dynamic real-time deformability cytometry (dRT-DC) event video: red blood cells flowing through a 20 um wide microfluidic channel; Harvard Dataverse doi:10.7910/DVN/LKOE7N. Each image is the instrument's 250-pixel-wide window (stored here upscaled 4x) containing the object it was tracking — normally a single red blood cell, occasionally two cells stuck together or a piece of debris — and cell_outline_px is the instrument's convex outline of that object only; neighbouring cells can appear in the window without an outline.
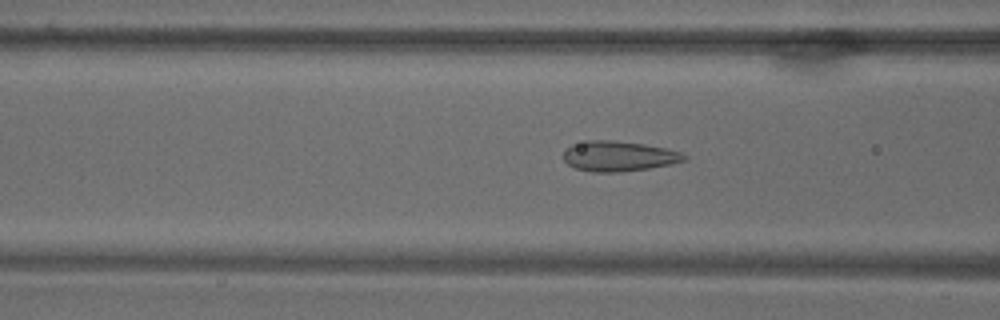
{"species": "common noctule bat (a hibernating species)", "species_latin": "Nyctalus noctula", "temperature_condition": "warm", "stored_images_in_passage": 69, "camera_frame_rate_fps": 3000, "um_per_image_px": 0.085, "animal": {"sex": "male", "body_mass_g": 18.8}, "frame": {"image": 1, "passage_image": 28, "time_ms": 9.0, "image_size_px": [1000, 320], "cell_outline_px": [[688, 160], [672, 164], [648, 168], [620, 172], [592, 172], [576, 168], [568, 164], [564, 160], [564, 152], [572, 144], [588, 140], [612, 140], [644, 144], [668, 148], [680, 152], [688, 156]], "centroid_in_image_um": [52.63, 13.27], "position_along_channel_um": 114.0, "area_um2": 21.33}}
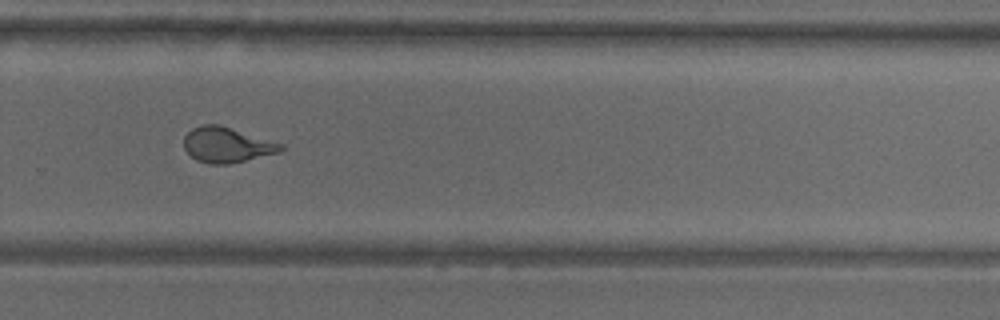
{"frame": {"image": 2, "passage_image": 48, "time_ms": 15.667, "image_size_px": [1000, 320], "cell_outline_px": [[284, 148], [280, 152], [228, 164], [208, 164], [196, 160], [184, 148], [184, 136], [192, 128], [200, 124], [220, 124], [284, 144]], "centroid_in_image_um": [19.27, 12.3], "position_along_channel_um": 310.5, "area_um2": 20.0}}
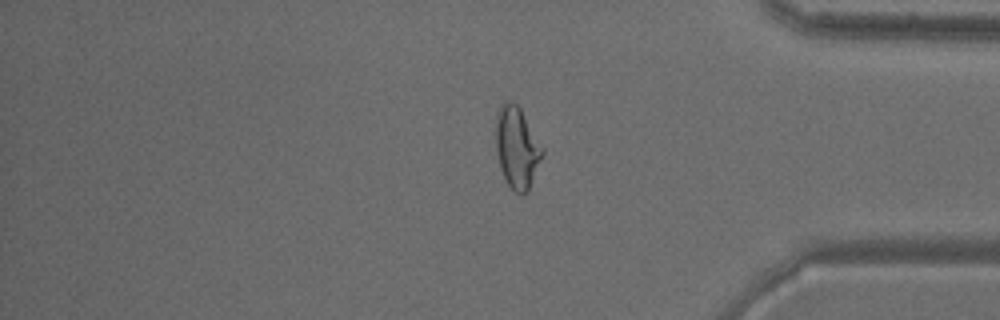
{"frame": {"image": 3, "passage_image": 58, "time_ms": 19.0, "image_size_px": [1000, 320], "cell_outline_px": [[544, 152], [528, 192], [520, 196], [508, 184], [500, 168], [496, 152], [496, 112], [500, 104], [504, 100], [512, 100], [520, 108], [544, 148]], "centroid_in_image_um": [43.93, 12.51], "position_along_channel_um": 391.3, "area_um2": 22.31}}